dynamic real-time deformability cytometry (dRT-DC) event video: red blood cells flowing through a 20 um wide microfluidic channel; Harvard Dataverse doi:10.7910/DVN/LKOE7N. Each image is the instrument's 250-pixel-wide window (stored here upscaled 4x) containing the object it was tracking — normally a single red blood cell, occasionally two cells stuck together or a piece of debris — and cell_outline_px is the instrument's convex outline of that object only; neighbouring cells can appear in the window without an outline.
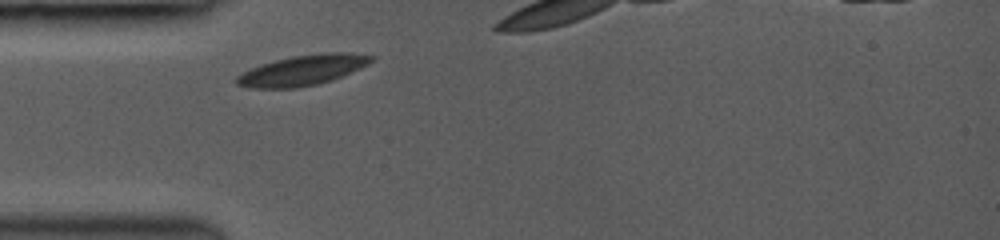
{"species": "common noctule bat (a hibernating species)", "species_latin": "Nyctalus noctula", "temperature_condition": "room temperature", "stored_images_in_passage": 1, "camera_frame_rate_fps": 3000, "um_per_image_px": 0.085, "animal": {"sex": "female", "body_mass_g": 19.0, "forearm_length_mm": 53.3}, "frame": {"image": 1, "passage_image": 1, "time_ms": 0.0, "image_size_px": [1000, 240], "cell_outline_px": [[376, 56], [368, 64], [360, 68], [332, 80], [316, 84], [296, 88], [252, 88], [236, 84], [232, 80], [236, 76], [252, 68], [276, 60], [292, 56], [324, 52], [348, 52]], "centroid_in_image_um": [25.72, 5.97], "position_along_channel_um": 59.3, "area_um2": 23.64}}